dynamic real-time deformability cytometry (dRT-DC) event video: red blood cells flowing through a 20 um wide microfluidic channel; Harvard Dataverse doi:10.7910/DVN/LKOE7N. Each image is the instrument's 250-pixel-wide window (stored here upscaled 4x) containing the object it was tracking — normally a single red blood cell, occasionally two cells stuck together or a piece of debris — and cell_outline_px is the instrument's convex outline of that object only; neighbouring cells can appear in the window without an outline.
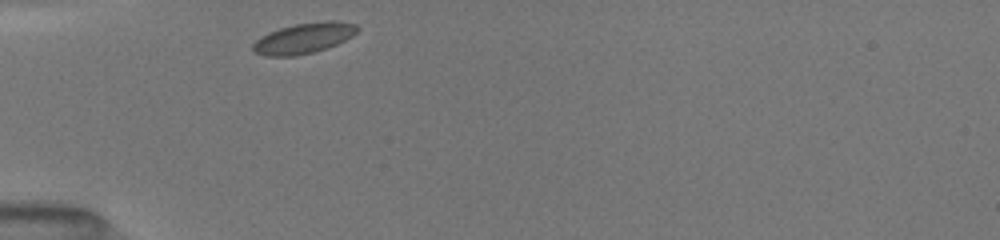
{"species": "common noctule bat (a hibernating species)", "species_latin": "Nyctalus noctula", "temperature_condition": "room temperature", "stored_images_in_passage": 4, "camera_frame_rate_fps": 3000, "um_per_image_px": 0.085, "animal": {"sex": "female", "body_mass_g": 19.5, "forearm_length_mm": 54.1}, "frame": {"image": 1, "passage_image": 1, "time_ms": 0.0, "image_size_px": [1000, 240], "cell_outline_px": [[360, 28], [352, 36], [328, 48], [312, 52], [292, 56], [264, 56], [256, 52], [252, 48], [252, 44], [260, 36], [268, 32], [280, 28], [296, 24], [328, 20], [336, 20], [356, 24]], "centroid_in_image_um": [25.82, 3.24], "position_along_channel_um": 59.2, "area_um2": 18.55}}
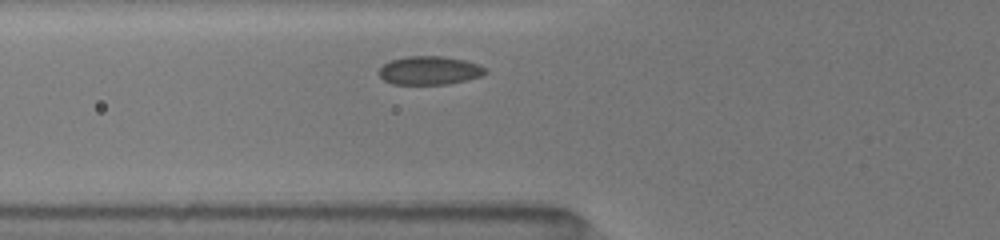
{"frame": {"image": 2, "passage_image": 4, "time_ms": 1.0, "image_size_px": [1000, 240], "cell_outline_px": [[488, 72], [480, 76], [448, 84], [392, 84], [384, 80], [380, 76], [380, 68], [384, 64], [392, 60], [404, 56], [440, 56], [464, 60], [480, 64]], "centroid_in_image_um": [36.51, 5.98], "position_along_channel_um": 89.3, "area_um2": 17.51}}